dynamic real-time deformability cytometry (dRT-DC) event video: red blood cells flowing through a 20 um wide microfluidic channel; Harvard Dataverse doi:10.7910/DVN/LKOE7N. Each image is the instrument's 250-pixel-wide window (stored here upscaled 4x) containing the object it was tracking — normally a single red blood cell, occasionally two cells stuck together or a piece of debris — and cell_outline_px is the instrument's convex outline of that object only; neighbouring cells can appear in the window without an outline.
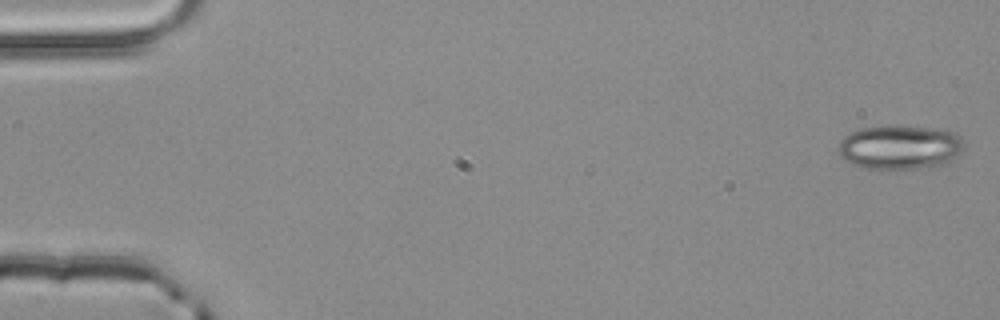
{"species": "common noctule bat (a hibernating species)", "species_latin": "Nyctalus noctula", "temperature_condition": "room temperature", "stored_images_in_passage": 5, "camera_frame_rate_fps": 3000, "um_per_image_px": 0.085, "animal": {"sex": "male", "body_mass_g": 20.4}, "frame": {"image": 1, "passage_image": 1, "time_ms": 0.0, "image_size_px": [1000, 320], "cell_outline_px": [[964, 144], [952, 160], [948, 164], [916, 168], [864, 168], [852, 164], [844, 160], [840, 156], [840, 140], [844, 136], [860, 128], [896, 124], [932, 128], [952, 132]], "centroid_in_image_um": [76.44, 12.49], "position_along_channel_um": 8.6, "area_um2": 32.14}}